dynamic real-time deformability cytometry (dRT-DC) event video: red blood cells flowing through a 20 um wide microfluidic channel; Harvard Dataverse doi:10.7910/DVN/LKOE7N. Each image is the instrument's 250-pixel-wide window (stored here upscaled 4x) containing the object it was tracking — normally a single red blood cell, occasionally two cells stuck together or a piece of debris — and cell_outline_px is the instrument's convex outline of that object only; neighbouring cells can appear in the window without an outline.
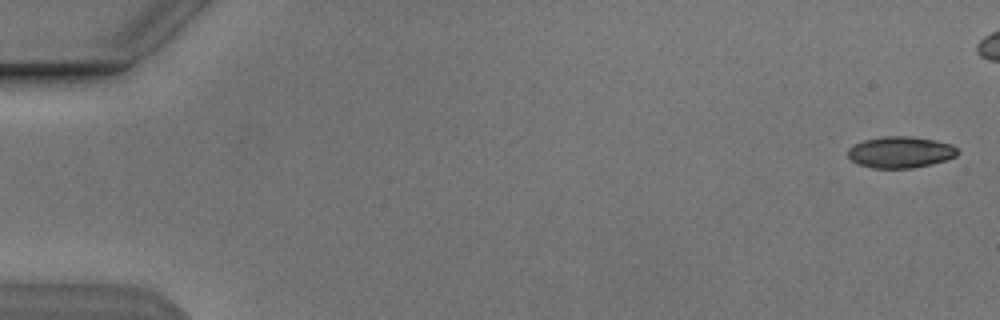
{"species": "Egyptian fruit bat (a non-hibernating species)", "species_latin": "Rousettus aegyptiacus", "temperature_condition": "cold", "stored_images_in_passage": 8, "camera_frame_rate_fps": 3000, "um_per_image_px": 0.085, "animal": {"sex": "male"}, "frame": {"image": 1, "passage_image": 1, "time_ms": 0.0, "image_size_px": [1000, 320], "cell_outline_px": [[960, 152], [956, 156], [948, 160], [932, 164], [912, 168], [872, 168], [860, 164], [852, 160], [848, 156], [848, 148], [864, 140], [884, 136], [908, 136], [932, 140], [952, 144]], "centroid_in_image_um": [76.57, 12.94], "position_along_channel_um": 8.4, "area_um2": 20.0}}